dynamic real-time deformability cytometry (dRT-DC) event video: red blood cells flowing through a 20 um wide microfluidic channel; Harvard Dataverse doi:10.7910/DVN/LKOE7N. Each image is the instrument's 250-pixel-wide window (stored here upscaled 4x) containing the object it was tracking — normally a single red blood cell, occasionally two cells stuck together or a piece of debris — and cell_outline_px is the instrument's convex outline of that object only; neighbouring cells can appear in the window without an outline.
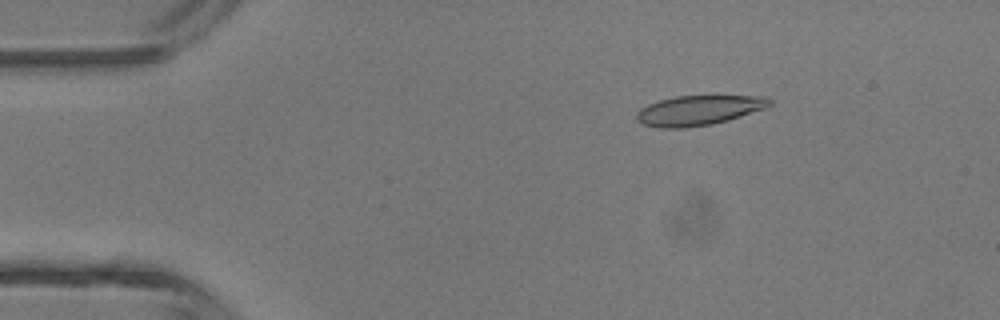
{"species": "common noctule bat (a hibernating species)", "species_latin": "Nyctalus noctula", "temperature_condition": "room temperature", "stored_images_in_passage": 5, "camera_frame_rate_fps": 3000, "um_per_image_px": 0.085, "animal": {"sex": "male", "body_mass_g": 13.3}, "frame": {"image": 1, "passage_image": 2, "time_ms": 0.333, "image_size_px": [1000, 320], "cell_outline_px": [[772, 104], [764, 108], [728, 120], [712, 124], [684, 128], [660, 128], [644, 124], [636, 120], [636, 112], [640, 108], [648, 104], [660, 100], [676, 96], [716, 92], [768, 96], [772, 100]], "centroid_in_image_um": [59.47, 9.3], "position_along_channel_um": 25.5, "area_um2": 24.39}}
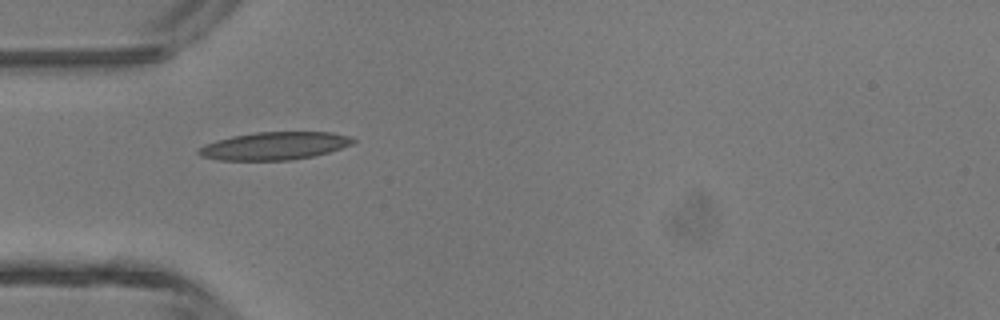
{"frame": {"image": 2, "passage_image": 4, "time_ms": 1.0, "image_size_px": [1000, 320], "cell_outline_px": [[356, 140], [352, 144], [328, 152], [312, 156], [288, 160], [220, 160], [200, 156], [196, 152], [196, 148], [204, 144], [216, 140], [232, 136], [256, 132], [332, 132], [348, 136]], "centroid_in_image_um": [23.26, 12.4], "position_along_channel_um": 61.7, "area_um2": 24.97}}
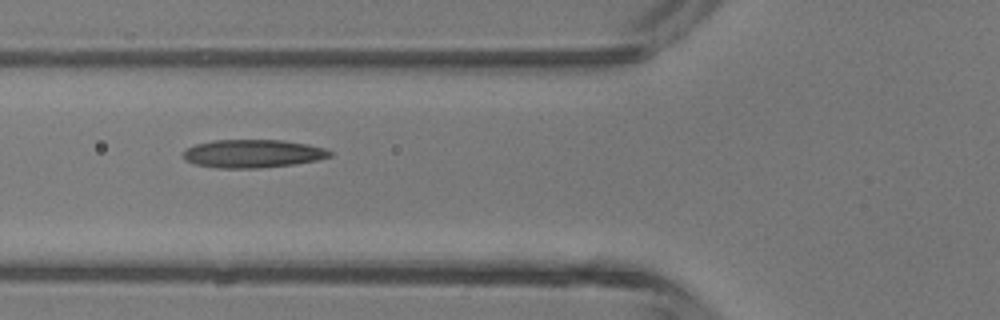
{"frame": {"image": 3, "passage_image": 5, "time_ms": 1.333, "image_size_px": [1000, 320], "cell_outline_px": [[332, 156], [316, 160], [292, 164], [260, 168], [216, 168], [196, 164], [184, 160], [180, 156], [188, 148], [196, 144], [212, 140], [284, 140], [308, 144], [328, 148], [332, 152]], "centroid_in_image_um": [21.49, 13.05], "position_along_channel_um": 104.3, "area_um2": 24.22}}